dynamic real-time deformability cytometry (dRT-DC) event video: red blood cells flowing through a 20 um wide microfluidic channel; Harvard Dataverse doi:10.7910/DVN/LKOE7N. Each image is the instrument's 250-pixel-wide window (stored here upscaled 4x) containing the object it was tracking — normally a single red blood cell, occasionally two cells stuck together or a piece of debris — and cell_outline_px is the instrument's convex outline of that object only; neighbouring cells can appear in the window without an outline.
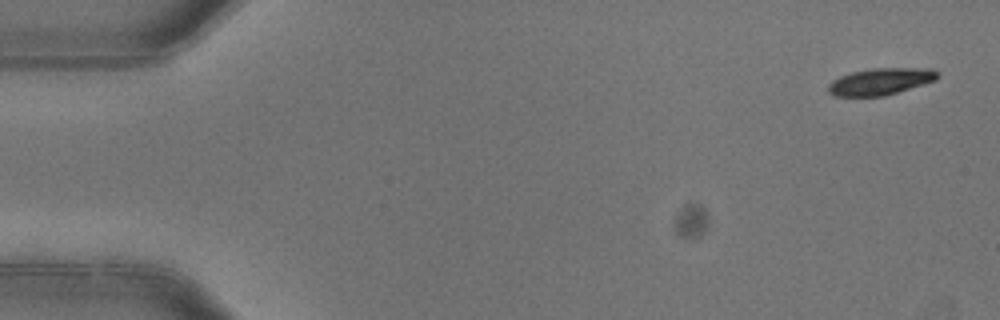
{"species": "common noctule bat (a hibernating species)", "species_latin": "Nyctalus noctula", "temperature_condition": "warm", "stored_images_in_passage": 5, "camera_frame_rate_fps": 3000, "um_per_image_px": 0.085, "animal": {"sex": "female"}, "frame": {"image": 1, "passage_image": 1, "time_ms": 0.0, "image_size_px": [1000, 320], "cell_outline_px": [[940, 76], [936, 80], [884, 96], [832, 96], [828, 92], [828, 84], [832, 80], [840, 76], [852, 72], [872, 68], [932, 68]], "centroid_in_image_um": [74.82, 6.92], "position_along_channel_um": 10.2, "area_um2": 17.05}}
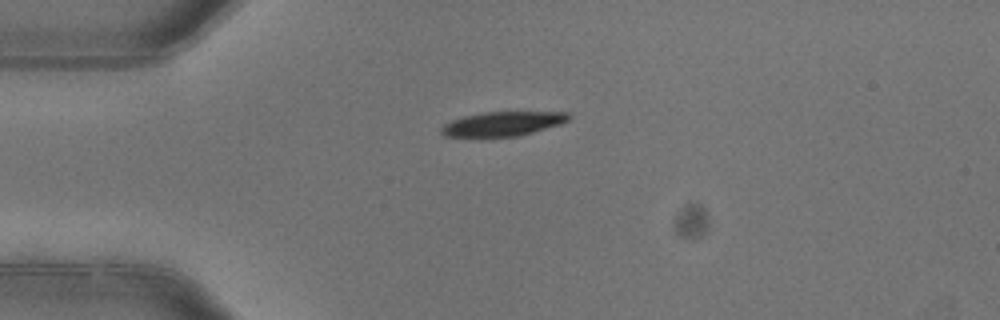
{"frame": {"image": 2, "passage_image": 3, "time_ms": 0.667, "image_size_px": [1000, 320], "cell_outline_px": [[572, 116], [568, 120], [560, 124], [532, 132], [516, 136], [444, 136], [440, 132], [440, 128], [444, 124], [452, 120], [464, 116], [484, 112], [568, 112]], "centroid_in_image_um": [42.73, 10.51], "position_along_channel_um": 42.3, "area_um2": 17.8}}